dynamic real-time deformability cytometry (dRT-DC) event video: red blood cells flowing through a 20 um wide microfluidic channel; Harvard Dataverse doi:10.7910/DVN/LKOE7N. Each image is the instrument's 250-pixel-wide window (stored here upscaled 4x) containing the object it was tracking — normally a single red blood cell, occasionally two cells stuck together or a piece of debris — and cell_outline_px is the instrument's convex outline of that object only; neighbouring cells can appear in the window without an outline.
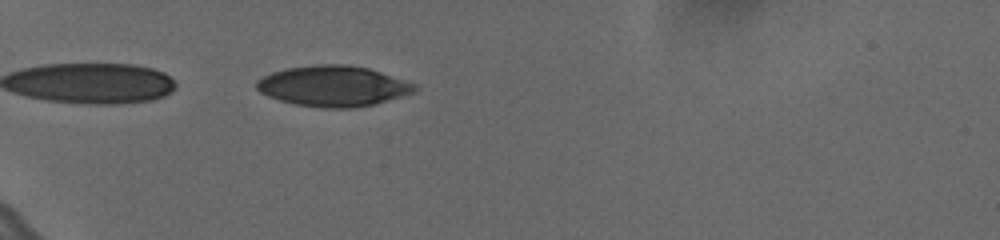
{"species": "human", "species_latin": "Homo sapiens", "temperature_condition": "cold", "stored_images_in_passage": 40, "camera_frame_rate_fps": 3000, "um_per_image_px": 0.085, "donor": {"sex": "female"}, "frame": {"image": 1, "passage_image": 2, "time_ms": 0.333, "image_size_px": [1000, 240], "cell_outline_px": [[420, 88], [416, 92], [376, 104], [356, 108], [320, 108], [296, 104], [280, 100], [268, 96], [260, 92], [256, 88], [256, 80], [272, 72], [288, 68], [316, 64], [344, 64], [368, 68], [416, 84]], "centroid_in_image_um": [28.35, 7.32], "position_along_channel_um": 56.7, "area_um2": 37.57}}
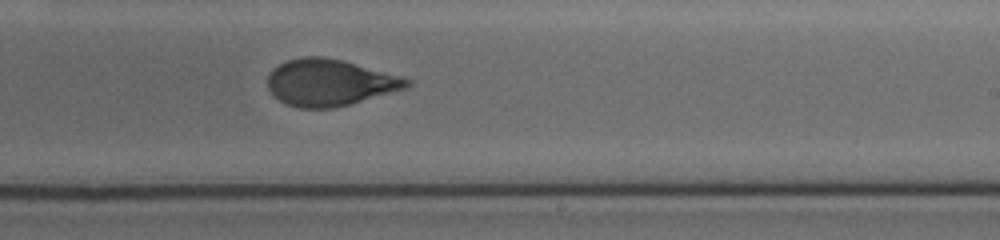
{"frame": {"image": 2, "passage_image": 21, "time_ms": 6.667, "image_size_px": [1000, 240], "cell_outline_px": [[412, 84], [408, 88], [336, 108], [300, 108], [288, 104], [280, 100], [268, 88], [268, 76], [272, 68], [288, 60], [304, 56], [324, 56], [344, 60], [404, 76], [412, 80]], "centroid_in_image_um": [28.09, 7.0], "position_along_channel_um": 260.9, "area_um2": 38.15}}
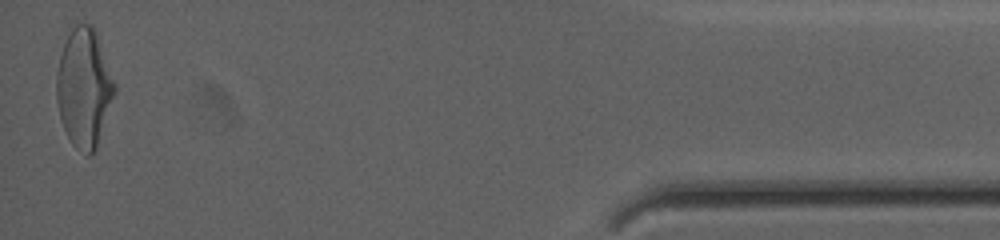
{"frame": {"image": 3, "passage_image": 40, "time_ms": 13.0, "image_size_px": [1000, 240], "cell_outline_px": [[116, 92], [96, 148], [88, 156], [76, 148], [72, 144], [64, 128], [60, 116], [56, 100], [56, 72], [60, 56], [64, 44], [72, 28], [76, 24], [92, 24], [96, 32], [116, 84]], "centroid_in_image_um": [7.15, 7.47], "position_along_channel_um": 428.1, "area_um2": 39.94}, "authors_computed_cell_mechanics": {"area_um2": 38.5237, "velocity_mm_per_s": 3.6257, "shape_relaxation_time_tau1_ms": 5.0916, "shape_relaxation_time_tau2_ms": 0.976, "deformation_change_tau1": 0.1778, "deformation_change_tau2": 0.0735}}